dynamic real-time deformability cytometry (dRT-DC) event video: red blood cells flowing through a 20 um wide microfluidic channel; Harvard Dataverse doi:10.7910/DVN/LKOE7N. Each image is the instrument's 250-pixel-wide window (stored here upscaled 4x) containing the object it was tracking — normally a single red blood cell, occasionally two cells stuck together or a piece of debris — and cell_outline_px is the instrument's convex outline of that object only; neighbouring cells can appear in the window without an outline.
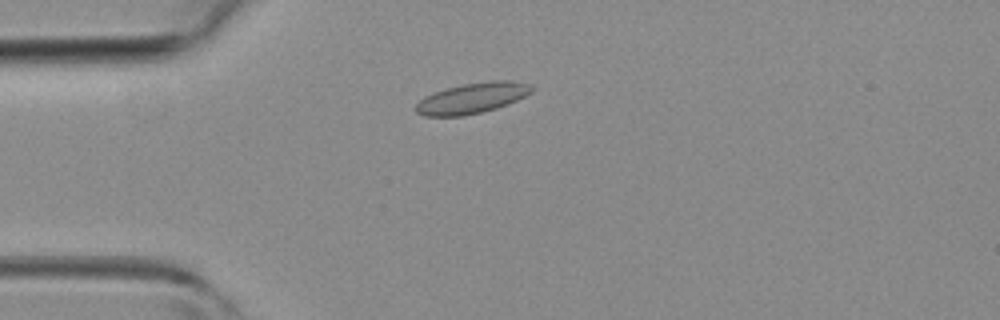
{"species": "common noctule bat (a hibernating species)", "species_latin": "Nyctalus noctula", "temperature_condition": "room temperature", "stored_images_in_passage": 29, "camera_frame_rate_fps": 3000, "um_per_image_px": 0.085, "animal": {"sex": "female", "body_mass_g": 19.3, "forearm_length_mm": 54.1}, "frame": {"image": 1, "passage_image": 1, "time_ms": 0.0, "image_size_px": [1000, 320], "cell_outline_px": [[536, 88], [532, 92], [508, 104], [496, 108], [464, 116], [424, 116], [416, 112], [416, 104], [424, 96], [444, 88], [464, 84], [492, 80], [512, 80], [528, 84]], "centroid_in_image_um": [40.13, 8.33], "position_along_channel_um": 44.9, "area_um2": 20.69}}
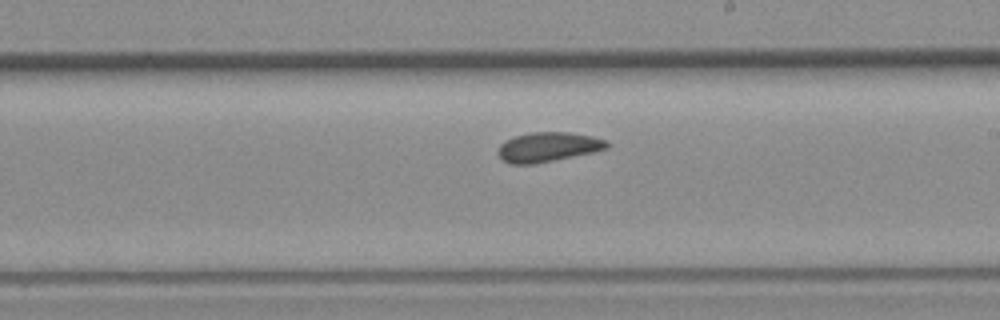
{"frame": {"image": 2, "passage_image": 15, "time_ms": 4.667, "image_size_px": [1000, 320], "cell_outline_px": [[612, 144], [608, 148], [592, 152], [532, 164], [512, 164], [504, 160], [496, 152], [500, 144], [504, 140], [516, 136], [532, 132], [572, 132], [592, 136], [608, 140]], "centroid_in_image_um": [46.61, 12.47], "position_along_channel_um": 242.4, "area_um2": 18.73}}
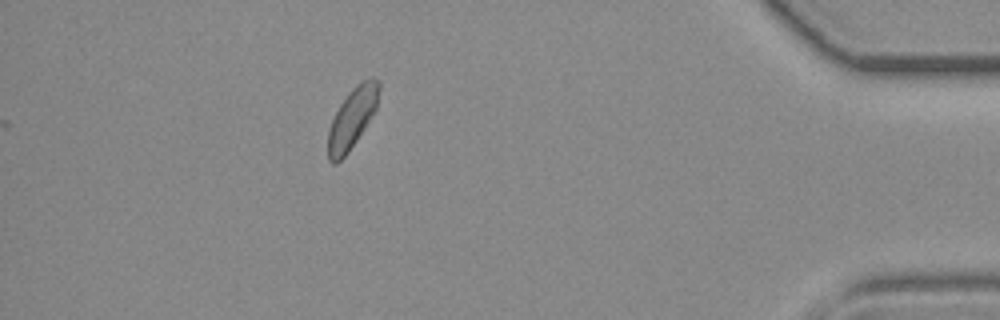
{"frame": {"image": 3, "passage_image": 29, "time_ms": 9.333, "image_size_px": [1000, 320], "cell_outline_px": [[380, 88], [376, 108], [364, 128], [348, 152], [336, 164], [332, 164], [328, 160], [328, 128], [340, 104], [348, 92], [360, 80], [368, 76], [372, 76], [380, 80]], "centroid_in_image_um": [29.94, 9.98], "position_along_channel_um": 405.3, "area_um2": 17.98}}